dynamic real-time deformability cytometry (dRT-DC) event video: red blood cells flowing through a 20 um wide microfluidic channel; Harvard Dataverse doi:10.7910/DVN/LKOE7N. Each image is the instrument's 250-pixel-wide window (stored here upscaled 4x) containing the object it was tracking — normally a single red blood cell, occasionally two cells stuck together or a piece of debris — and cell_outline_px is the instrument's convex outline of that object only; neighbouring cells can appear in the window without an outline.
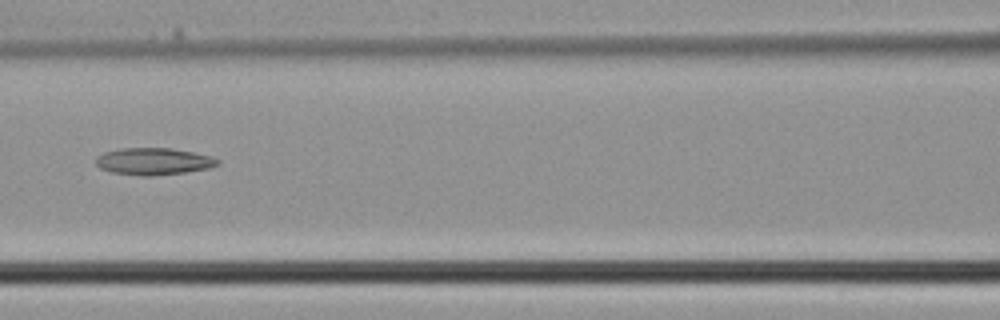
{"species": "common noctule bat (a hibernating species)", "species_latin": "Nyctalus noctula", "temperature_condition": "cold", "stored_images_in_passage": 4, "camera_frame_rate_fps": 3000, "um_per_image_px": 0.085, "animal": {"sex": "male", "body_mass_g": 21.5, "forearm_length_mm": 52.0}, "frame": {"image": 1, "passage_image": 4, "time_ms": 1.0, "image_size_px": [1000, 320], "cell_outline_px": [[220, 164], [208, 168], [184, 172], [152, 176], [144, 176], [112, 172], [100, 168], [96, 164], [96, 156], [104, 152], [120, 148], [172, 148], [212, 156], [220, 160]], "centroid_in_image_um": [13.05, 13.71], "position_along_channel_um": 153.5, "area_um2": 19.13}}